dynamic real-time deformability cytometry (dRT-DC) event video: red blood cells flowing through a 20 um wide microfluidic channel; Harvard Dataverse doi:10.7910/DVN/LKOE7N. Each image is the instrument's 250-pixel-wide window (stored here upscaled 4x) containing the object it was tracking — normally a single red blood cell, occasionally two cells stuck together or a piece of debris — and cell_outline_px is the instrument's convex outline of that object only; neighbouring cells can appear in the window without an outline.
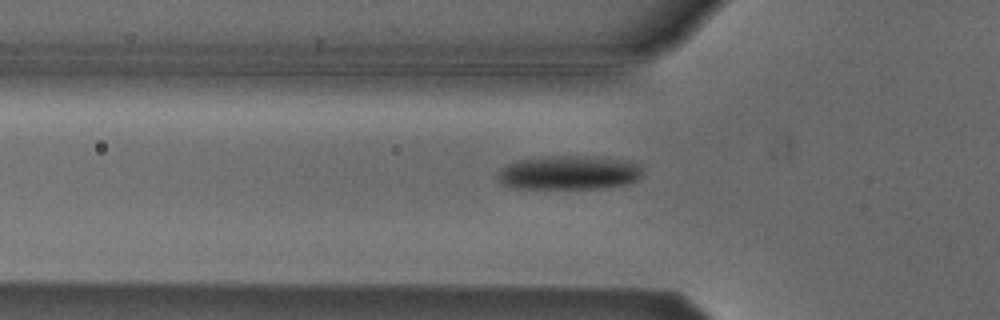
{"species": "Egyptian fruit bat (a non-hibernating species)", "species_latin": "Rousettus aegyptiacus", "temperature_condition": "cold", "stored_images_in_passage": 4, "camera_frame_rate_fps": 3000, "um_per_image_px": 0.085, "animal": {"sex": "male"}, "frame": {"image": 1, "passage_image": 4, "time_ms": 1.0, "image_size_px": [1000, 320], "cell_outline_px": [[644, 164], [640, 176], [636, 180], [628, 184], [600, 188], [516, 188], [504, 184], [496, 176], [500, 168], [508, 164], [520, 160], [544, 156], [584, 156], [628, 160]], "centroid_in_image_um": [48.41, 14.66], "position_along_channel_um": 77.4, "area_um2": 28.78}}